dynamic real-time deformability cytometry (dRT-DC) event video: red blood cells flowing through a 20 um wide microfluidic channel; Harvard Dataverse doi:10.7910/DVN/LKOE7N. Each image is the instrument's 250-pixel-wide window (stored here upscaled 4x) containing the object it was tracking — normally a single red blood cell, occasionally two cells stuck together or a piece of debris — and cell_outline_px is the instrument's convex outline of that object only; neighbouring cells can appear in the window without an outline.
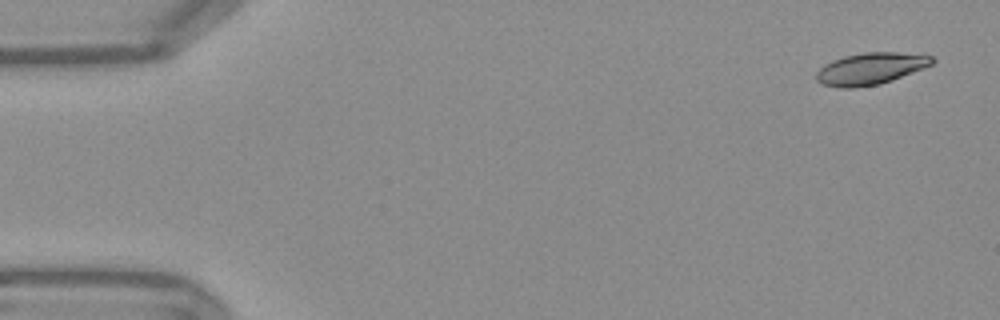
{"species": "Egyptian fruit bat (a non-hibernating species)", "species_latin": "Rousettus aegyptiacus", "temperature_condition": "warm", "stored_images_in_passage": 10, "camera_frame_rate_fps": 3000, "um_per_image_px": 0.085, "frame": {"image": 1, "passage_image": 1, "time_ms": 0.0, "image_size_px": [1000, 320], "cell_outline_px": [[936, 60], [932, 64], [924, 68], [892, 80], [880, 84], [856, 88], [840, 88], [820, 84], [816, 80], [816, 72], [824, 64], [832, 60], [844, 56], [864, 52], [896, 52], [932, 56]], "centroid_in_image_um": [73.96, 5.84], "position_along_channel_um": 11.0, "area_um2": 21.62}}